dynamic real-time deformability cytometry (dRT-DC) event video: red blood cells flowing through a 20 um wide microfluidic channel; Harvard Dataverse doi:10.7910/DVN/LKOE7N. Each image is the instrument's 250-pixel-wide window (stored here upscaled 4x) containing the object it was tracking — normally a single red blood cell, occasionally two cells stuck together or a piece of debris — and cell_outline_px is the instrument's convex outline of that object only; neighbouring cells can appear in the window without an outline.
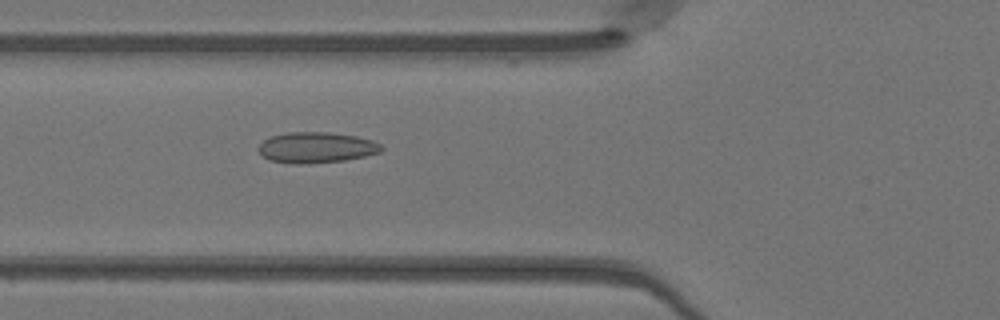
{"species": "Egyptian fruit bat (a non-hibernating species)", "species_latin": "Rousettus aegyptiacus", "temperature_condition": "warm", "stored_images_in_passage": 49, "camera_frame_rate_fps": 3000, "um_per_image_px": 0.085, "animal": {"sex": "female"}, "frame": {"image": 1, "passage_image": 18, "time_ms": 5.667, "image_size_px": [1000, 320], "cell_outline_px": [[384, 148], [380, 152], [364, 156], [344, 160], [308, 164], [296, 164], [268, 160], [256, 148], [264, 140], [272, 136], [288, 132], [328, 132], [356, 136], [372, 140], [380, 144]], "centroid_in_image_um": [26.88, 12.54], "position_along_channel_um": 98.9, "area_um2": 22.02}}
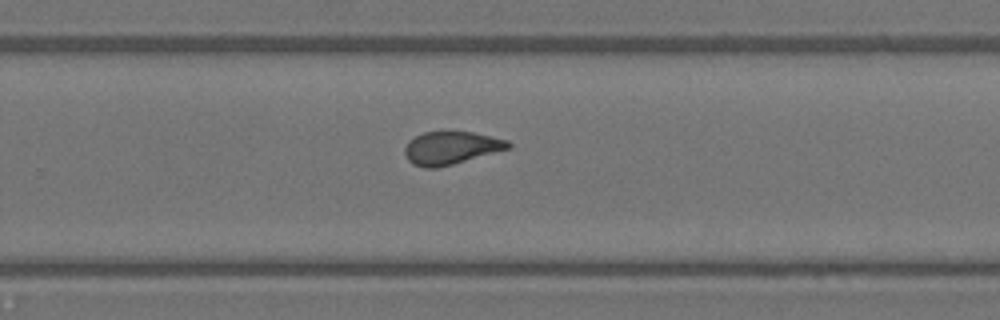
{"frame": {"image": 2, "passage_image": 32, "time_ms": 10.333, "image_size_px": [1000, 320], "cell_outline_px": [[512, 148], [452, 164], [436, 168], [424, 168], [412, 164], [408, 160], [404, 152], [404, 148], [408, 140], [424, 132], [472, 132], [508, 140], [512, 144]], "centroid_in_image_um": [38.33, 12.58], "position_along_channel_um": 291.5, "area_um2": 19.83}}
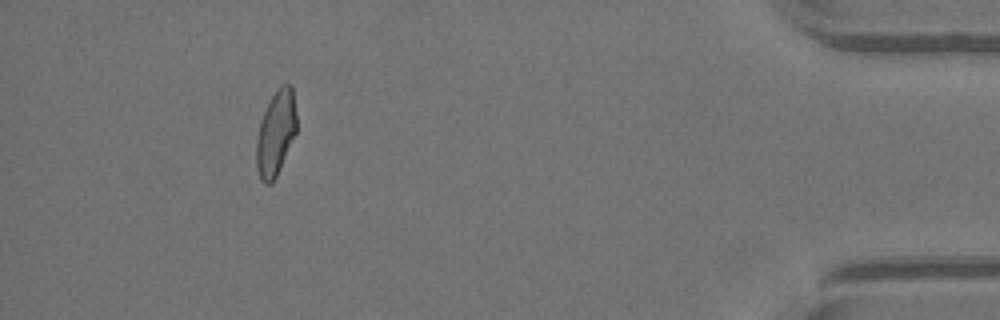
{"frame": {"image": 3, "passage_image": 45, "time_ms": 14.667, "image_size_px": [1000, 320], "cell_outline_px": [[296, 132], [276, 176], [272, 184], [264, 184], [260, 180], [256, 168], [256, 140], [260, 124], [264, 112], [276, 88], [280, 84], [292, 84], [296, 112]], "centroid_in_image_um": [23.43, 11.31], "position_along_channel_um": 411.8, "area_um2": 19.88}, "authors_computed_cell_mechanics": {"area_um2": 20.6346, "velocity_mm_per_s": 4.1283, "shape_relaxation_time_tau1_ms": null, "shape_relaxation_time_tau2_ms": 0.8454, "deformation_change_tau1": null, "deformation_change_tau2": 0.0691}}